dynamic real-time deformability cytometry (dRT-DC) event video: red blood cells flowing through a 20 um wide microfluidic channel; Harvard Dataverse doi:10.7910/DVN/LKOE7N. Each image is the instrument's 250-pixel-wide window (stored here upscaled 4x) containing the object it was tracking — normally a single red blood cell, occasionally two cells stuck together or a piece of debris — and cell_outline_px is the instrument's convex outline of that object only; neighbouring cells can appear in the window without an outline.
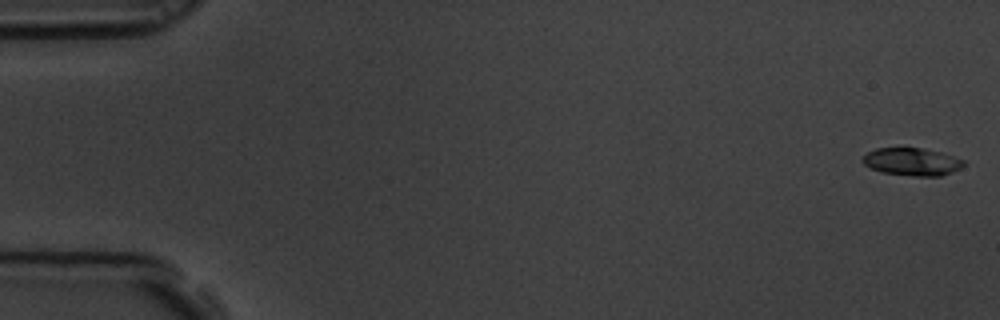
{"species": "common noctule bat (a hibernating species)", "species_latin": "Nyctalus noctula", "temperature_condition": "room temperature", "stored_images_in_passage": 59, "camera_frame_rate_fps": 3000, "um_per_image_px": 0.085, "animal": {"sex": "male", "body_mass_g": 19.5, "forearm_length_mm": 54.6}, "frame": {"image": 1, "passage_image": 1, "time_ms": 0.0, "image_size_px": [1000, 320], "cell_outline_px": [[964, 164], [960, 168], [952, 172], [940, 176], [912, 176], [884, 172], [872, 168], [864, 164], [860, 160], [868, 152], [876, 148], [924, 148], [940, 152], [964, 160]], "centroid_in_image_um": [77.52, 13.74], "position_along_channel_um": 7.5, "area_um2": 16.13}}
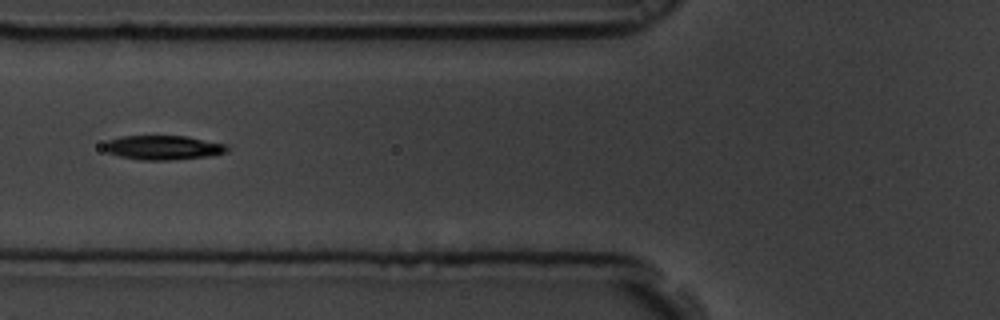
{"frame": {"image": 2, "passage_image": 23, "time_ms": 7.333, "image_size_px": [1000, 320], "cell_outline_px": [[228, 152], [212, 156], [168, 160], [140, 160], [120, 156], [108, 152], [104, 148], [104, 144], [108, 140], [120, 136], [188, 136], [228, 144]], "centroid_in_image_um": [13.92, 12.54], "position_along_channel_um": 111.9, "area_um2": 17.57}}
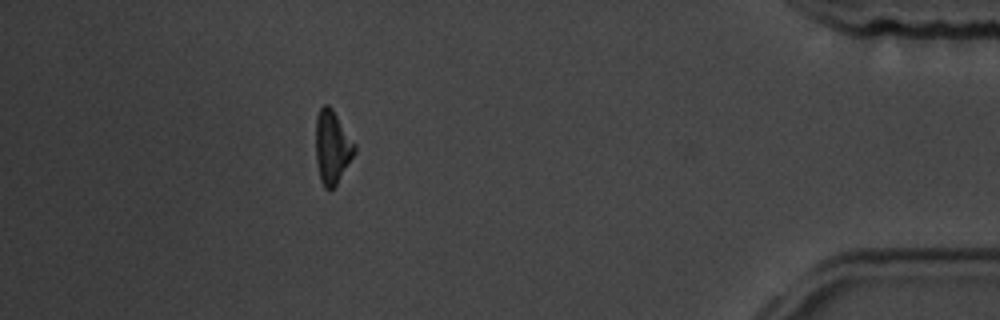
{"frame": {"image": 3, "passage_image": 53, "time_ms": 17.333, "image_size_px": [1000, 320], "cell_outline_px": [[356, 152], [336, 184], [332, 188], [324, 188], [320, 180], [316, 160], [316, 116], [320, 108], [324, 104], [328, 104], [332, 108], [356, 144]], "centroid_in_image_um": [28.24, 12.47], "position_along_channel_um": 407.0, "area_um2": 16.53}, "authors_computed_cell_mechanics": {"area_um2": 16.8776, "velocity_mm_per_s": 3.4538, "shape_relaxation_time_tau1_ms": 2.1834, "shape_relaxation_time_tau2_ms": null, "deformation_change_tau1": 0.1417, "deformation_change_tau2": null}}